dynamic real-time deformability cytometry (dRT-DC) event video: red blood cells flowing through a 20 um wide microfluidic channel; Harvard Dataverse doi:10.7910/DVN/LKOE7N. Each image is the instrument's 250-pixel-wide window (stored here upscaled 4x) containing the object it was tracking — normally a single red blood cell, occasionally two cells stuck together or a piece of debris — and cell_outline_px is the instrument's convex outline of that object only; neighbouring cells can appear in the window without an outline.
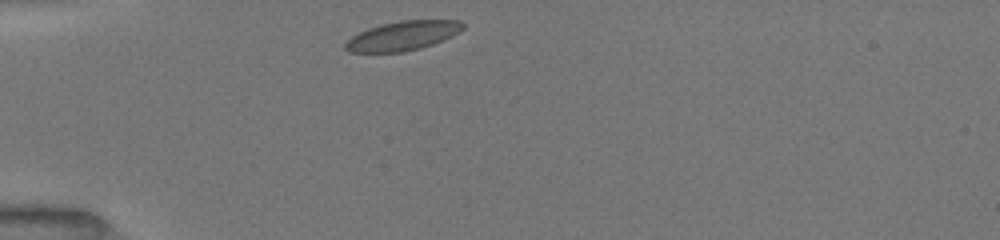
{"species": "common noctule bat (a hibernating species)", "species_latin": "Nyctalus noctula", "temperature_condition": "room temperature", "stored_images_in_passage": 29, "camera_frame_rate_fps": 3000, "um_per_image_px": 0.085, "animal": {"sex": "female", "body_mass_g": 19.5, "forearm_length_mm": 54.1}, "frame": {"image": 1, "passage_image": 1, "time_ms": 0.0, "image_size_px": [1000, 240], "cell_outline_px": [[464, 28], [452, 36], [432, 44], [420, 48], [404, 52], [348, 52], [344, 48], [344, 44], [352, 36], [368, 28], [380, 24], [400, 20], [460, 20], [464, 24]], "centroid_in_image_um": [34.22, 3.03], "position_along_channel_um": 50.8, "area_um2": 20.06}}
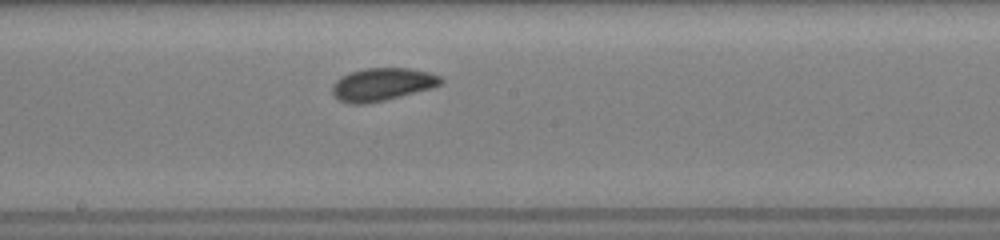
{"frame": {"image": 2, "passage_image": 12, "time_ms": 4.667, "image_size_px": [1000, 240], "cell_outline_px": [[444, 80], [440, 84], [432, 88], [384, 100], [364, 104], [348, 104], [340, 100], [332, 92], [332, 84], [340, 76], [352, 72], [368, 68], [412, 68], [428, 72], [440, 76]], "centroid_in_image_um": [32.49, 7.17], "position_along_channel_um": 215.7, "area_um2": 20.63}}
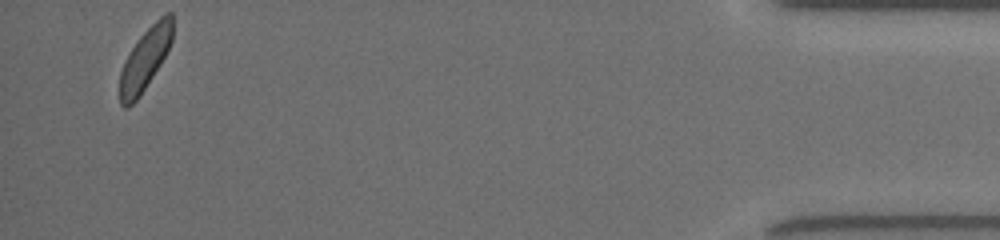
{"frame": {"image": 3, "passage_image": 29, "time_ms": 11.667, "image_size_px": [1000, 240], "cell_outline_px": [[172, 40], [160, 64], [140, 96], [128, 108], [124, 108], [120, 104], [120, 72], [132, 48], [140, 36], [164, 12], [172, 12]], "centroid_in_image_um": [12.33, 5.04], "position_along_channel_um": 422.9, "area_um2": 18.61}, "authors_computed_cell_mechanics": {"area_um2": 20.1722, "velocity_mm_per_s": 3.9668, "shape_relaxation_time_tau1_ms": 2.7154, "shape_relaxation_time_tau2_ms": 2.4486, "deformation_change_tau1": 0.0686, "deformation_change_tau2": 0.0608}}